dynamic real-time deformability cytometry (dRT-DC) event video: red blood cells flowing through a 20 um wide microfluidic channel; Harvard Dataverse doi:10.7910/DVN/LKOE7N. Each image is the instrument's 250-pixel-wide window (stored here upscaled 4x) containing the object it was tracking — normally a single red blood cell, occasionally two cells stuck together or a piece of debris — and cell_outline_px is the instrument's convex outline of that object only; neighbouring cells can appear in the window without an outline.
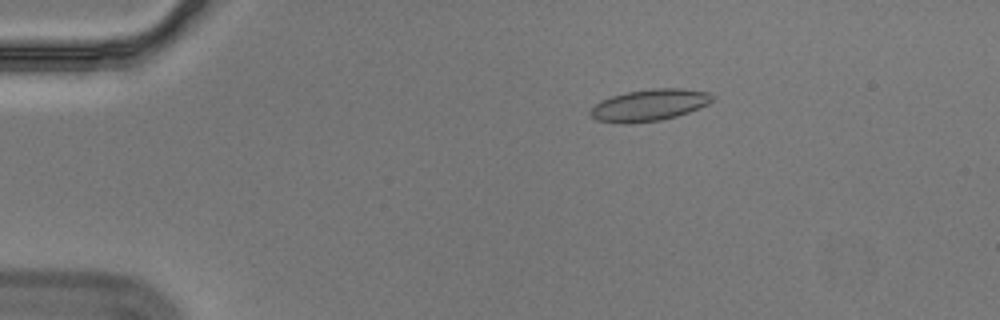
{"species": "Egyptian fruit bat (a non-hibernating species)", "species_latin": "Rousettus aegyptiacus", "temperature_condition": "cold", "stored_images_in_passage": 57, "segment_of_instrument_passage": [1, 2], "camera_frame_rate_fps": 3000, "um_per_image_px": 0.085, "animal": {"sex": "male"}, "frame": {"image": 1, "passage_image": 11, "time_ms": 3.333, "image_size_px": [1000, 320], "cell_outline_px": [[716, 96], [708, 104], [700, 108], [676, 116], [660, 120], [632, 124], [620, 124], [596, 120], [588, 112], [600, 100], [612, 96], [628, 92], [652, 88], [684, 88], [708, 92]], "centroid_in_image_um": [55.2, 8.94], "position_along_channel_um": 29.8, "area_um2": 22.72}}
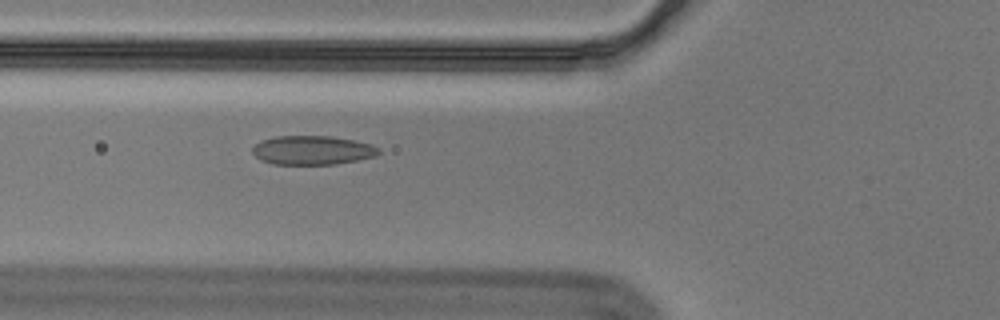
{"frame": {"image": 2, "passage_image": 22, "time_ms": 7.0, "image_size_px": [1000, 320], "cell_outline_px": [[380, 152], [376, 156], [336, 164], [272, 164], [260, 160], [252, 152], [252, 148], [260, 140], [276, 136], [332, 136], [372, 144], [380, 148]], "centroid_in_image_um": [26.55, 12.76], "position_along_channel_um": 99.3, "area_um2": 21.39}}
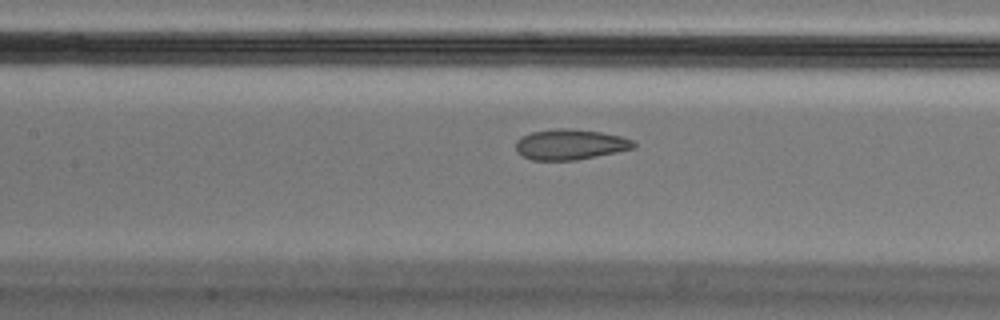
{"frame": {"image": 3, "passage_image": 27, "time_ms": 8.667, "image_size_px": [1000, 320], "cell_outline_px": [[636, 148], [576, 160], [532, 160], [516, 152], [516, 140], [520, 136], [532, 132], [556, 128], [572, 128], [600, 132], [620, 136], [632, 140], [636, 144]], "centroid_in_image_um": [48.45, 12.27], "position_along_channel_um": 159.0, "area_um2": 20.98}}